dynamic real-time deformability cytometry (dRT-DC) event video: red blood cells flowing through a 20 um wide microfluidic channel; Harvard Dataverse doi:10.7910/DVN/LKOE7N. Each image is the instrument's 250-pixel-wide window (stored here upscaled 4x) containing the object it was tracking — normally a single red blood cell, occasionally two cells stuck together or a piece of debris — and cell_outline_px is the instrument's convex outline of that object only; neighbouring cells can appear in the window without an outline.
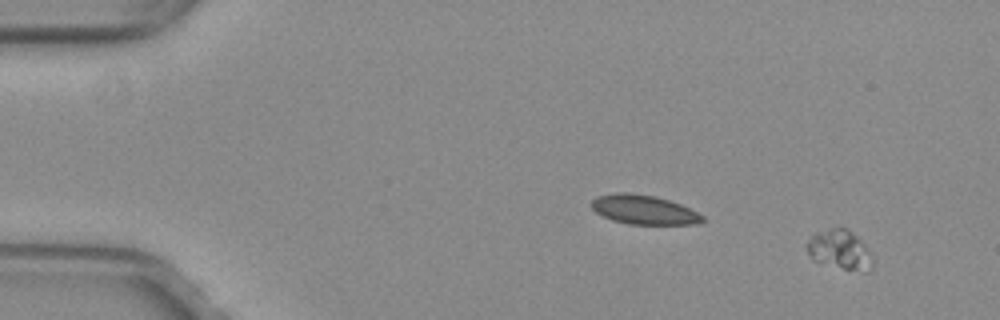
{"species": "common noctule bat (a hibernating species)", "species_latin": "Nyctalus noctula", "temperature_condition": "warm", "stored_images_in_passage": 16, "camera_frame_rate_fps": 3000, "um_per_image_px": 0.085, "animal": {"sex": "female", "body_mass_g": 29.2, "forearm_length_mm": 56.3}, "frame": {"image": 1, "passage_image": 5, "time_ms": 1.333, "image_size_px": [1000, 320], "cell_outline_px": [[872, 268], [868, 272], [844, 268], [812, 260], [808, 256], [804, 244], [816, 232], [832, 228], [848, 228], [864, 244], [872, 256]], "centroid_in_image_um": [71.34, 21.22], "position_along_channel_um": 13.7, "area_um2": 15.03}}